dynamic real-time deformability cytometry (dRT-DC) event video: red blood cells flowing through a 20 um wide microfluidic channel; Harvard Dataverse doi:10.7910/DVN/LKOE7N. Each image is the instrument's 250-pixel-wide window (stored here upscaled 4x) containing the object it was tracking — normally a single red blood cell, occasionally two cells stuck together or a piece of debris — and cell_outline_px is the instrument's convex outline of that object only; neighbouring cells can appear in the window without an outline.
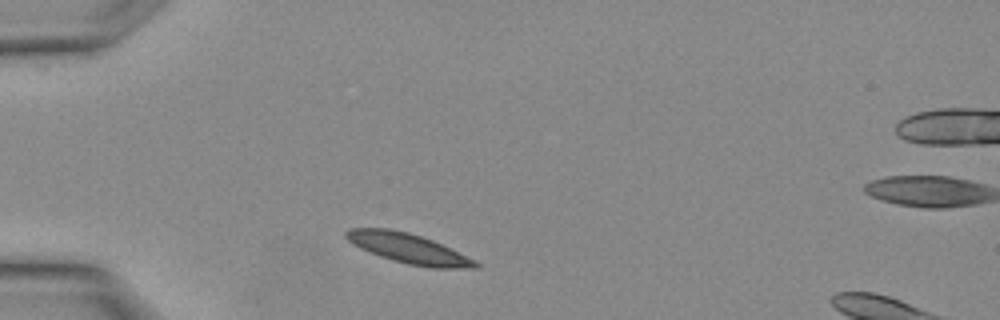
{"species": "Egyptian fruit bat (a non-hibernating species)", "species_latin": "Rousettus aegyptiacus", "temperature_condition": "warm", "stored_images_in_passage": 10, "camera_frame_rate_fps": 3000, "um_per_image_px": 0.085, "animal": {"sex": "female"}, "frame": {"image": 1, "passage_image": 1, "time_ms": 0.0, "image_size_px": [1000, 320], "cell_outline_px": [[480, 268], [432, 268], [408, 264], [392, 260], [380, 256], [360, 248], [352, 244], [344, 236], [344, 232], [348, 228], [388, 228], [408, 232], [432, 240], [476, 260], [480, 264]], "centroid_in_image_um": [34.7, 21.12], "position_along_channel_um": 50.3, "area_um2": 22.48}}
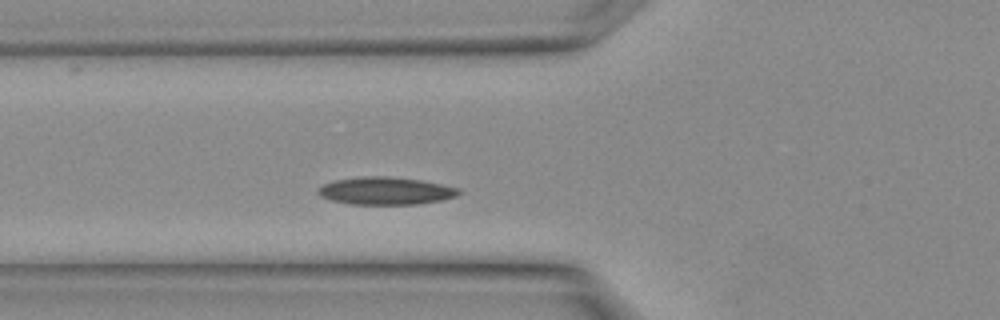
{"frame": {"image": 2, "passage_image": 4, "time_ms": 1.0, "image_size_px": [1000, 320], "cell_outline_px": [[460, 192], [456, 196], [440, 200], [416, 204], [352, 204], [332, 200], [320, 196], [316, 192], [324, 184], [332, 180], [368, 176], [384, 176], [424, 180], [460, 188]], "centroid_in_image_um": [32.79, 16.21], "position_along_channel_um": 93.0, "area_um2": 22.48}}
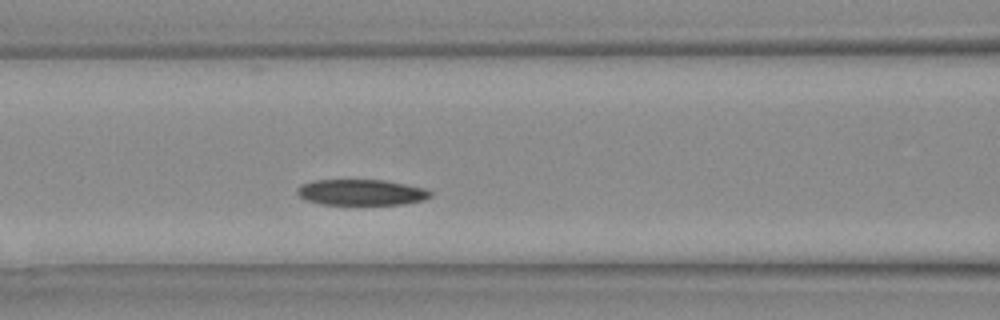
{"frame": {"image": 3, "passage_image": 6, "time_ms": 1.667, "image_size_px": [1000, 320], "cell_outline_px": [[432, 196], [424, 200], [404, 204], [320, 204], [304, 200], [296, 192], [296, 188], [300, 184], [312, 180], [384, 180], [424, 188], [432, 192]], "centroid_in_image_um": [30.67, 16.35], "position_along_channel_um": 135.9, "area_um2": 20.17}}